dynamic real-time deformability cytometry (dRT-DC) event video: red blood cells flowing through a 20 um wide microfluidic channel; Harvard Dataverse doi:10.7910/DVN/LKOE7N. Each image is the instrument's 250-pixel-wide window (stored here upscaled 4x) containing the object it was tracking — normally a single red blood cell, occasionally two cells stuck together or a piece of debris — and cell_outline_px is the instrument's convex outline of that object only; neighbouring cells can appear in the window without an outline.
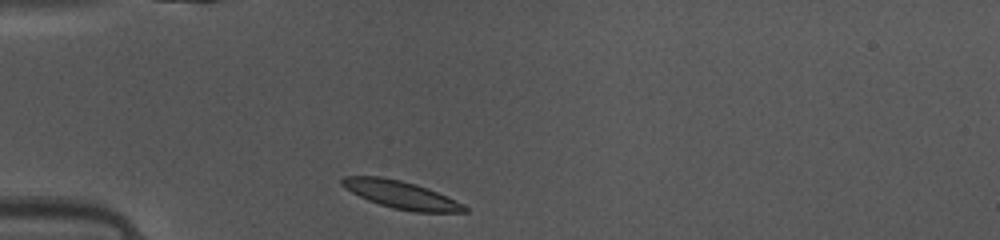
{"species": "common noctule bat (a hibernating species)", "species_latin": "Nyctalus noctula", "temperature_condition": "warm", "stored_images_in_passage": 36, "camera_frame_rate_fps": 3000, "um_per_image_px": 0.085, "animal": {"sex": "female", "body_mass_g": 10.0, "forearm_length_mm": 53.1}, "frame": {"image": 1, "passage_image": 1, "time_ms": 0.0, "image_size_px": [1000, 240], "cell_outline_px": [[468, 212], [416, 212], [392, 208], [368, 200], [344, 188], [340, 184], [340, 180], [344, 176], [380, 176], [400, 180], [416, 184], [428, 188], [464, 204], [468, 208]], "centroid_in_image_um": [34.08, 16.55], "position_along_channel_um": 50.9, "area_um2": 19.71}}
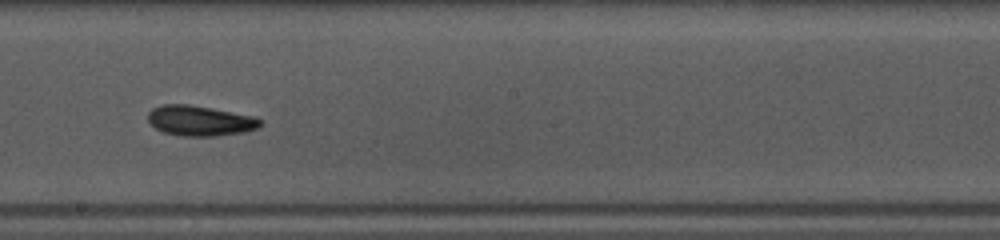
{"frame": {"image": 2, "passage_image": 15, "time_ms": 4.667, "image_size_px": [1000, 240], "cell_outline_px": [[264, 124], [260, 128], [244, 132], [216, 136], [180, 136], [164, 132], [156, 128], [148, 120], [148, 112], [152, 108], [160, 104], [188, 104], [212, 108], [256, 116], [264, 120]], "centroid_in_image_um": [17.06, 10.26], "position_along_channel_um": 231.1, "area_um2": 20.17}}
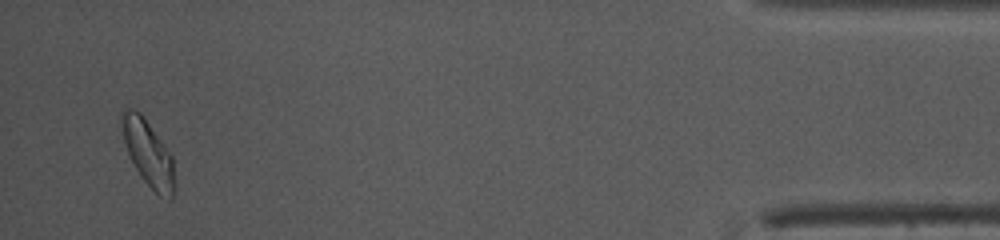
{"frame": {"image": 3, "passage_image": 34, "time_ms": 11.0, "image_size_px": [1000, 240], "cell_outline_px": [[176, 188], [172, 200], [168, 200], [160, 196], [144, 180], [136, 168], [128, 152], [124, 140], [120, 116], [120, 112], [124, 108], [128, 108], [140, 112], [144, 116], [172, 156], [176, 184]], "centroid_in_image_um": [12.63, 13.03], "position_along_channel_um": 422.6, "area_um2": 20.23}, "authors_computed_cell_mechanics": {"area_um2": 19.2763, "velocity_mm_per_s": 4.1438, "shape_relaxation_time_tau1_ms": 3.5944, "shape_relaxation_time_tau2_ms": 1.8402, "deformation_change_tau1": 0.139, "deformation_change_tau2": 0.0688}}